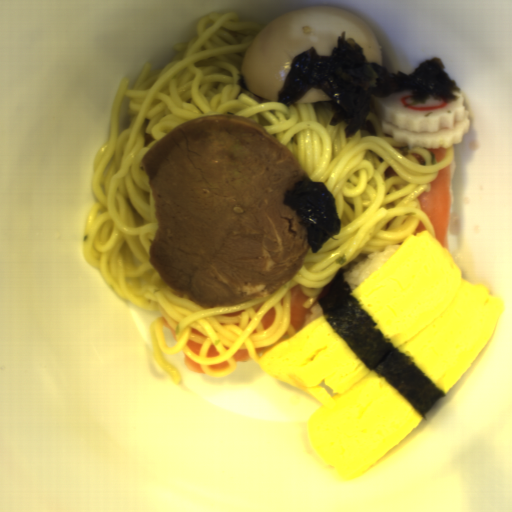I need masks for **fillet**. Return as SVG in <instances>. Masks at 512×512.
Listing matches in <instances>:
<instances>
[{"label": "fillet", "instance_id": "obj_3", "mask_svg": "<svg viewBox=\"0 0 512 512\" xmlns=\"http://www.w3.org/2000/svg\"><path fill=\"white\" fill-rule=\"evenodd\" d=\"M290 337H292L289 329L284 331L283 334L281 335V337L278 339L277 342L269 345V346H260V347H257V348H254L257 356L260 358L262 355H264L268 350H270L272 347H274L275 345L289 339Z\"/></svg>", "mask_w": 512, "mask_h": 512}, {"label": "fillet", "instance_id": "obj_4", "mask_svg": "<svg viewBox=\"0 0 512 512\" xmlns=\"http://www.w3.org/2000/svg\"><path fill=\"white\" fill-rule=\"evenodd\" d=\"M183 362L186 365L188 370L194 371L199 374H206L204 369L202 368L201 364L191 359L186 354L183 357Z\"/></svg>", "mask_w": 512, "mask_h": 512}, {"label": "fillet", "instance_id": "obj_7", "mask_svg": "<svg viewBox=\"0 0 512 512\" xmlns=\"http://www.w3.org/2000/svg\"><path fill=\"white\" fill-rule=\"evenodd\" d=\"M429 152L437 159L438 162H442L447 155L448 148H427Z\"/></svg>", "mask_w": 512, "mask_h": 512}, {"label": "fillet", "instance_id": "obj_6", "mask_svg": "<svg viewBox=\"0 0 512 512\" xmlns=\"http://www.w3.org/2000/svg\"><path fill=\"white\" fill-rule=\"evenodd\" d=\"M250 359L248 349H241L236 352V354L233 356V361L236 363H246Z\"/></svg>", "mask_w": 512, "mask_h": 512}, {"label": "fillet", "instance_id": "obj_2", "mask_svg": "<svg viewBox=\"0 0 512 512\" xmlns=\"http://www.w3.org/2000/svg\"><path fill=\"white\" fill-rule=\"evenodd\" d=\"M289 295L291 324L297 333L305 327V317L311 312L304 307V304L309 297L301 291L300 285L289 289Z\"/></svg>", "mask_w": 512, "mask_h": 512}, {"label": "fillet", "instance_id": "obj_11", "mask_svg": "<svg viewBox=\"0 0 512 512\" xmlns=\"http://www.w3.org/2000/svg\"><path fill=\"white\" fill-rule=\"evenodd\" d=\"M423 230H426V226H425L423 221H419V223L417 225V228H416L415 232L412 235L415 236L416 234H418L419 232H421Z\"/></svg>", "mask_w": 512, "mask_h": 512}, {"label": "fillet", "instance_id": "obj_8", "mask_svg": "<svg viewBox=\"0 0 512 512\" xmlns=\"http://www.w3.org/2000/svg\"><path fill=\"white\" fill-rule=\"evenodd\" d=\"M229 360H224L217 364L209 365V371L213 372H224L230 366Z\"/></svg>", "mask_w": 512, "mask_h": 512}, {"label": "fillet", "instance_id": "obj_9", "mask_svg": "<svg viewBox=\"0 0 512 512\" xmlns=\"http://www.w3.org/2000/svg\"><path fill=\"white\" fill-rule=\"evenodd\" d=\"M202 344L203 343L197 342V341L192 340V339L189 338V340L187 341V343L185 345L194 354L199 356V352H200V348H201Z\"/></svg>", "mask_w": 512, "mask_h": 512}, {"label": "fillet", "instance_id": "obj_1", "mask_svg": "<svg viewBox=\"0 0 512 512\" xmlns=\"http://www.w3.org/2000/svg\"><path fill=\"white\" fill-rule=\"evenodd\" d=\"M453 166L447 165L438 170L437 176L428 191H423L419 196L421 211L429 218L434 231V237L442 247L449 250L448 234L451 219L450 187Z\"/></svg>", "mask_w": 512, "mask_h": 512}, {"label": "fillet", "instance_id": "obj_10", "mask_svg": "<svg viewBox=\"0 0 512 512\" xmlns=\"http://www.w3.org/2000/svg\"><path fill=\"white\" fill-rule=\"evenodd\" d=\"M219 355L220 354H219L215 344H211L207 350L206 356H208L209 358H217Z\"/></svg>", "mask_w": 512, "mask_h": 512}, {"label": "fillet", "instance_id": "obj_5", "mask_svg": "<svg viewBox=\"0 0 512 512\" xmlns=\"http://www.w3.org/2000/svg\"><path fill=\"white\" fill-rule=\"evenodd\" d=\"M275 317H276L275 307L272 306L271 308H269L267 310V312L264 314V316L260 322V324L264 330L273 324V322L275 321Z\"/></svg>", "mask_w": 512, "mask_h": 512}]
</instances>
